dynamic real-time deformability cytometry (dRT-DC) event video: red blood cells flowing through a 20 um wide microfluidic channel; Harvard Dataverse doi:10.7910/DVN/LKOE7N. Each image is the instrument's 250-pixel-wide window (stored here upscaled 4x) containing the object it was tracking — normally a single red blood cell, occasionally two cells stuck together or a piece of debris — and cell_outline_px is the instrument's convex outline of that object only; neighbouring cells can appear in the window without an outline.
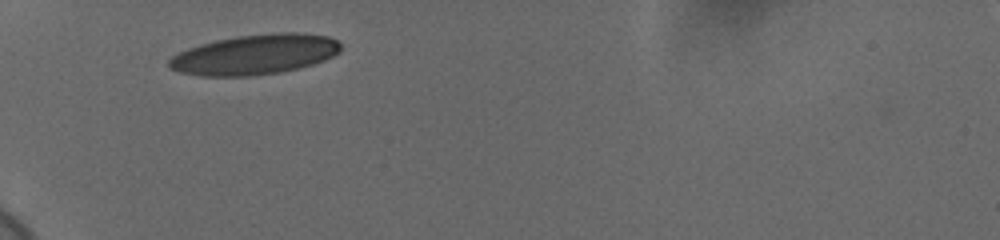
{"species": "human", "species_latin": "Homo sapiens", "temperature_condition": "cold", "stored_images_in_passage": 30, "camera_frame_rate_fps": 3000, "um_per_image_px": 0.085, "donor": {"sex": "female"}, "frame": {"image": 1, "passage_image": 1, "time_ms": 0.0, "image_size_px": [1000, 240], "cell_outline_px": [[340, 52], [324, 60], [300, 68], [280, 72], [248, 76], [200, 76], [180, 72], [168, 68], [168, 60], [172, 56], [188, 48], [200, 44], [216, 40], [236, 36], [276, 32], [300, 32], [328, 36], [336, 40], [340, 44]], "centroid_in_image_um": [21.65, 4.63], "position_along_channel_um": 63.3, "area_um2": 40.23}}
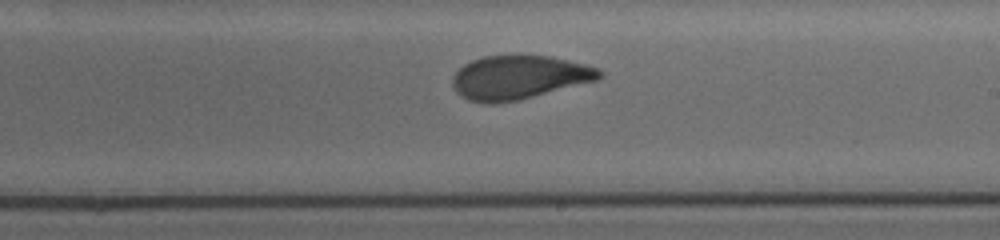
{"frame": {"image": 2, "passage_image": 17, "time_ms": 5.333, "image_size_px": [1000, 240], "cell_outline_px": [[604, 76], [596, 80], [516, 100], [492, 104], [484, 104], [468, 100], [460, 96], [456, 92], [452, 84], [452, 76], [464, 64], [472, 60], [484, 56], [552, 56], [600, 68], [604, 72]], "centroid_in_image_um": [44.09, 6.58], "position_along_channel_um": 244.9, "area_um2": 37.22}}
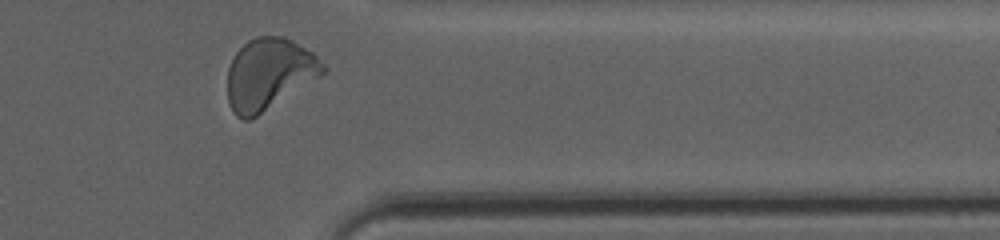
{"frame": {"image": 3, "passage_image": 29, "time_ms": 9.333, "image_size_px": [1000, 240], "cell_outline_px": [[328, 68], [320, 76], [256, 116], [248, 120], [244, 120], [236, 116], [232, 112], [228, 104], [228, 68], [236, 52], [248, 40], [256, 36], [284, 36], [292, 40], [312, 52]], "centroid_in_image_um": [22.84, 6.28], "position_along_channel_um": 388.6, "area_um2": 39.36}, "authors_computed_cell_mechanics": {"area_um2": 37.8301, "velocity_mm_per_s": 3.6645, "shape_relaxation_time_tau1_ms": 4.5499, "shape_relaxation_time_tau2_ms": 0.8492, "deformation_change_tau1": 0.1627, "deformation_change_tau2": 0.0608}}